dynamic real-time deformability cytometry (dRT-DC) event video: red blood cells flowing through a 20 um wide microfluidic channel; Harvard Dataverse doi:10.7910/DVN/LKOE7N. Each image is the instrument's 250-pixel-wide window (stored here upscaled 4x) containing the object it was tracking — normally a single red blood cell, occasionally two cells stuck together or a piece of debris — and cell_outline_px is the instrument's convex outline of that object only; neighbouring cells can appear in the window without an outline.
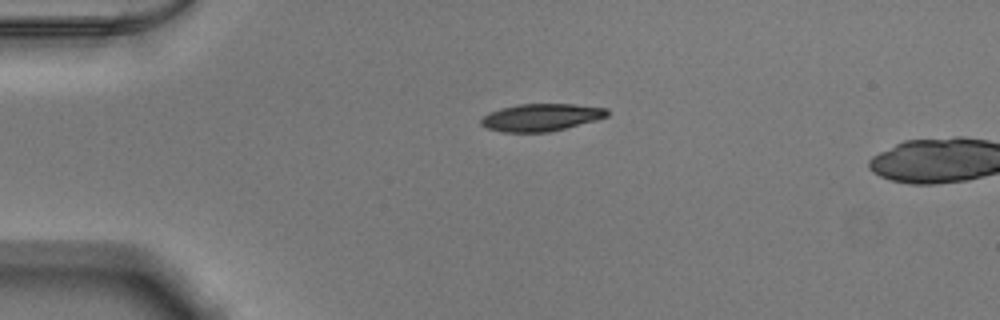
{"species": "Egyptian fruit bat (a non-hibernating species)", "species_latin": "Rousettus aegyptiacus", "temperature_condition": "warm", "stored_images_in_passage": 4, "camera_frame_rate_fps": 3000, "um_per_image_px": 0.085, "animal": {"sex": "male"}, "frame": {"image": 1, "passage_image": 1, "time_ms": 0.0, "image_size_px": [1000, 320], "cell_outline_px": [[608, 116], [596, 120], [548, 132], [500, 132], [488, 128], [480, 124], [480, 120], [484, 116], [500, 108], [516, 104], [572, 104], [608, 108]], "centroid_in_image_um": [45.99, 9.97], "position_along_channel_um": 39.0, "area_um2": 20.0}}